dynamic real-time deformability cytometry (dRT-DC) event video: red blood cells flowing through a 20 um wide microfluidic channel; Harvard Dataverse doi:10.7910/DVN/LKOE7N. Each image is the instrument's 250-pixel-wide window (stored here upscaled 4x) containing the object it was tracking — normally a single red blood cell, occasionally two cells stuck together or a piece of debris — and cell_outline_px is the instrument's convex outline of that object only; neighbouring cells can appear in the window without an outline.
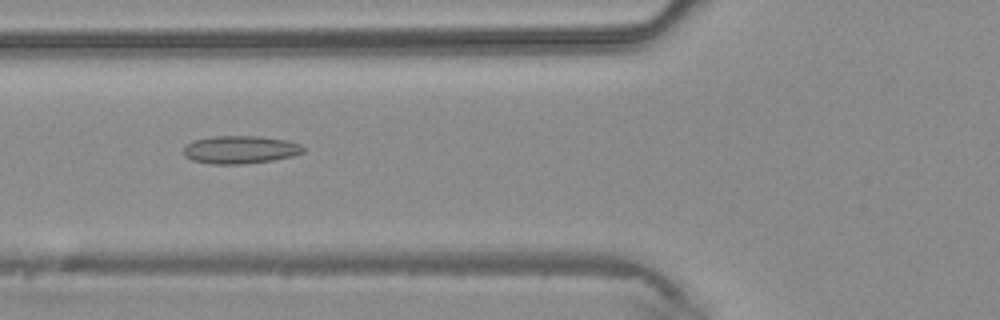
{"species": "common noctule bat (a hibernating species)", "species_latin": "Nyctalus noctula", "temperature_condition": "warm", "stored_images_in_passage": 42, "camera_frame_rate_fps": 3000, "um_per_image_px": 0.085, "animal": {"sex": "male", "body_mass_g": 20.4}, "frame": {"image": 1, "passage_image": 16, "time_ms": 5.0, "image_size_px": [1000, 320], "cell_outline_px": [[304, 152], [292, 156], [272, 160], [244, 164], [212, 164], [192, 160], [184, 156], [184, 144], [192, 140], [212, 136], [260, 136], [288, 140], [300, 144], [304, 148]], "centroid_in_image_um": [20.39, 12.71], "position_along_channel_um": 105.4, "area_um2": 19.65}}
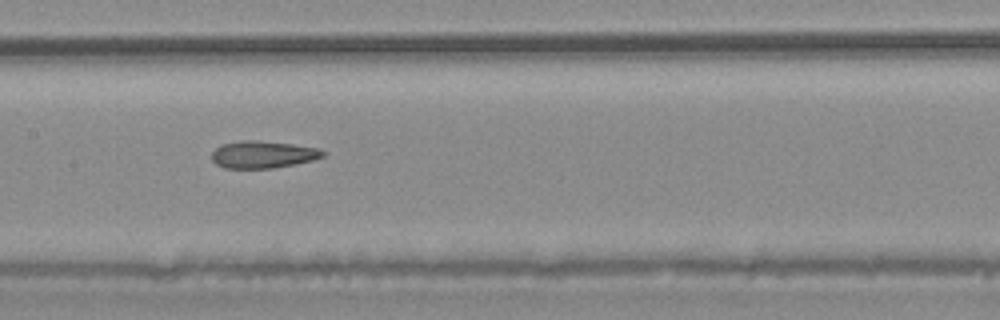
{"frame": {"image": 2, "passage_image": 21, "time_ms": 6.667, "image_size_px": [1000, 320], "cell_outline_px": [[328, 152], [324, 156], [312, 160], [296, 164], [272, 168], [224, 168], [216, 164], [212, 160], [212, 152], [216, 148], [224, 144], [240, 140], [256, 140], [292, 144], [320, 148]], "centroid_in_image_um": [22.38, 13.13], "position_along_channel_um": 185.0, "area_um2": 17.69}}
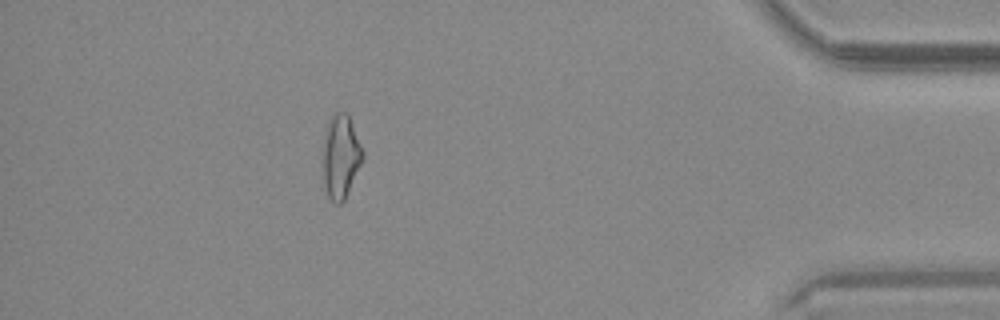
{"frame": {"image": 3, "passage_image": 38, "time_ms": 12.333, "image_size_px": [1000, 320], "cell_outline_px": [[364, 160], [344, 200], [340, 204], [336, 204], [328, 196], [324, 184], [324, 140], [328, 120], [336, 112], [348, 112], [364, 152]], "centroid_in_image_um": [29.0, 13.29], "position_along_channel_um": 406.2, "area_um2": 19.36}}